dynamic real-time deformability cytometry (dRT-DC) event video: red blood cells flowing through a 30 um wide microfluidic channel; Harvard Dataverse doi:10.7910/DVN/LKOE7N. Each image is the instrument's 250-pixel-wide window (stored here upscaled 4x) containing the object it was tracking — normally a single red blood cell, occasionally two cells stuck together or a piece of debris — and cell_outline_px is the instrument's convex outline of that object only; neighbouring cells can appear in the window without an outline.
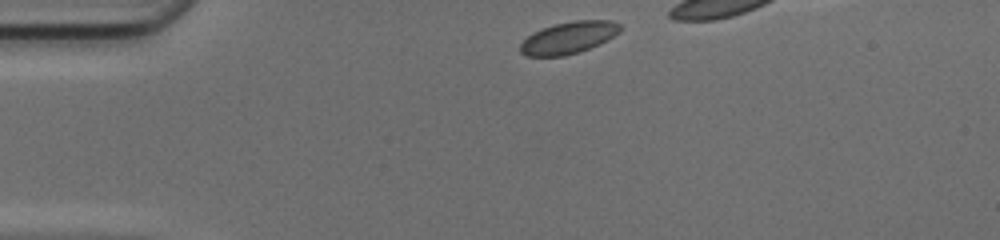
{"species": "common noctule bat (a hibernating species)", "species_latin": "Nyctalus noctula", "temperature_condition": "cold", "stored_images_in_passage": 31, "camera_frame_rate_fps": 3000, "um_per_image_px": 0.085, "animal": {"sex": "female", "body_mass_g": 17.0, "forearm_length_mm": 48.0}, "frame": {"image": 1, "passage_image": 1, "time_ms": 0.0, "image_size_px": [1000, 240], "cell_outline_px": [[624, 28], [620, 32], [588, 48], [564, 56], [528, 56], [520, 52], [520, 44], [532, 32], [556, 24], [576, 20], [612, 20], [620, 24]], "centroid_in_image_um": [48.33, 3.19], "position_along_channel_um": 36.7, "area_um2": 18.26}}
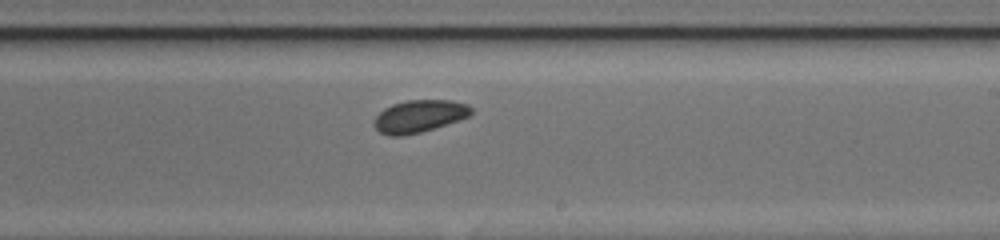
{"frame": {"image": 2, "passage_image": 20, "time_ms": 6.333, "image_size_px": [1000, 240], "cell_outline_px": [[472, 112], [468, 116], [460, 120], [420, 132], [404, 136], [388, 136], [380, 132], [376, 128], [372, 120], [384, 108], [392, 104], [408, 100], [452, 100], [468, 104], [472, 108]], "centroid_in_image_um": [35.62, 9.87], "position_along_channel_um": 253.4, "area_um2": 18.38}}
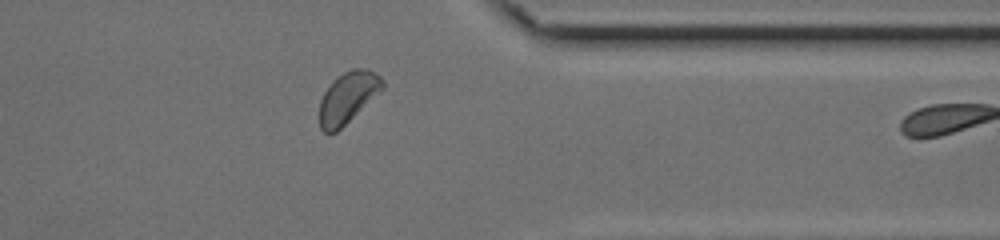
{"frame": {"image": 3, "passage_image": 30, "time_ms": 9.667, "image_size_px": [1000, 240], "cell_outline_px": [[384, 88], [336, 132], [324, 132], [320, 128], [320, 100], [324, 92], [332, 80], [336, 76], [352, 68], [368, 68], [380, 76], [384, 80]], "centroid_in_image_um": [29.57, 8.24], "position_along_channel_um": 381.8, "area_um2": 18.67}}